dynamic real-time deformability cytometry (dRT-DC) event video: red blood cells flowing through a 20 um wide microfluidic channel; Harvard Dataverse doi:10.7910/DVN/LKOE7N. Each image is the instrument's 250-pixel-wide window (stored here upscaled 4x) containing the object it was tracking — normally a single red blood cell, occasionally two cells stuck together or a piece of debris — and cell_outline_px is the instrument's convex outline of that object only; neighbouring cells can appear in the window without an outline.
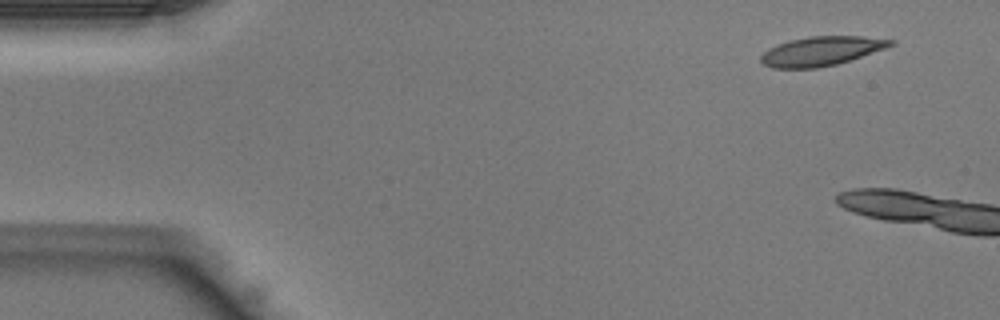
{"species": "Egyptian fruit bat (a non-hibernating species)", "species_latin": "Rousettus aegyptiacus", "temperature_condition": "warm", "stored_images_in_passage": 4, "camera_frame_rate_fps": 3000, "um_per_image_px": 0.085, "animal": {"sex": "male"}, "frame": {"image": 1, "passage_image": 1, "time_ms": 0.0, "image_size_px": [1000, 320], "cell_outline_px": [[896, 44], [836, 64], [816, 68], [772, 68], [764, 64], [760, 60], [760, 56], [768, 48], [792, 40], [808, 36], [860, 36], [896, 40]], "centroid_in_image_um": [69.8, 4.34], "position_along_channel_um": 15.2, "area_um2": 21.73}}